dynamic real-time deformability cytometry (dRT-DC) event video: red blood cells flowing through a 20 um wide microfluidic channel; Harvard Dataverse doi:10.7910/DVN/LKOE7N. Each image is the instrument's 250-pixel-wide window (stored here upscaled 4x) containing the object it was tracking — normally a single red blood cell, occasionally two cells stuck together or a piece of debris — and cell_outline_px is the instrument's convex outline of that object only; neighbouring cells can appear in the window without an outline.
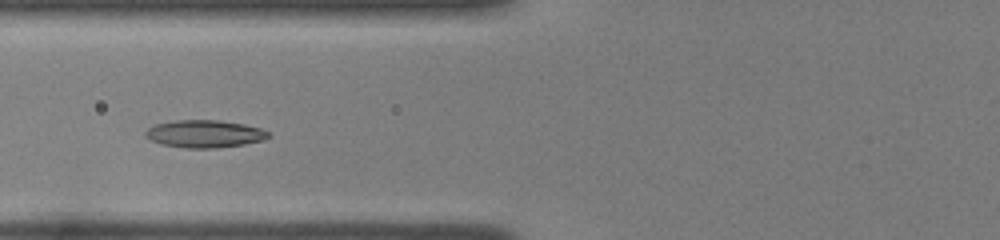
{"species": "common noctule bat (a hibernating species)", "species_latin": "Nyctalus noctula", "temperature_condition": "room temperature", "stored_images_in_passage": 43, "camera_frame_rate_fps": 3000, "um_per_image_px": 0.085, "animal": {"sex": "female", "body_mass_g": 22.0, "forearm_length_mm": 56.7}, "frame": {"image": 1, "passage_image": 14, "time_ms": 4.333, "image_size_px": [1000, 240], "cell_outline_px": [[272, 136], [264, 140], [244, 144], [216, 148], [184, 148], [164, 144], [152, 140], [144, 132], [148, 128], [156, 124], [176, 120], [220, 120], [244, 124], [260, 128], [272, 132]], "centroid_in_image_um": [17.47, 11.37], "position_along_channel_um": 108.3, "area_um2": 19.71}}
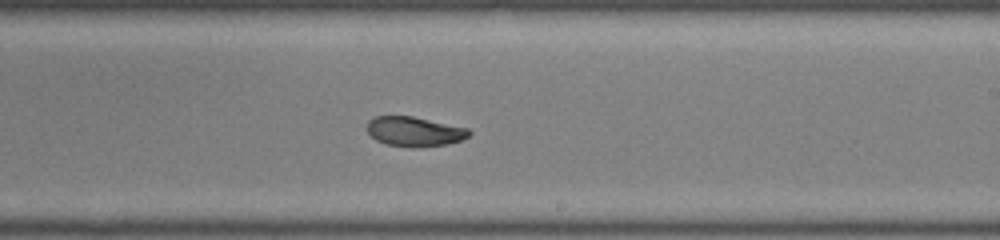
{"frame": {"image": 2, "passage_image": 25, "time_ms": 8.0, "image_size_px": [1000, 240], "cell_outline_px": [[472, 132], [468, 136], [460, 140], [444, 144], [412, 148], [408, 148], [384, 144], [376, 140], [368, 132], [368, 120], [372, 116], [412, 116], [468, 128]], "centroid_in_image_um": [35.19, 11.18], "position_along_channel_um": 253.8, "area_um2": 17.63}}
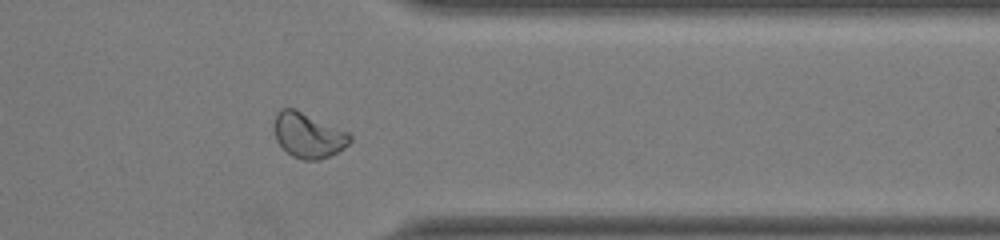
{"frame": {"image": 3, "passage_image": 35, "time_ms": 11.333, "image_size_px": [1000, 240], "cell_outline_px": [[352, 140], [344, 148], [328, 156], [316, 160], [304, 160], [292, 156], [276, 140], [272, 128], [272, 124], [276, 112], [280, 108], [292, 108], [348, 132], [352, 136]], "centroid_in_image_um": [26.15, 11.49], "position_along_channel_um": 385.2, "area_um2": 19.77}, "authors_computed_cell_mechanics": {"area_um2": 18.496, "velocity_mm_per_s": 3.9781, "shape_relaxation_time_tau1_ms": 4.5211, "shape_relaxation_time_tau2_ms": 2.2293, "deformation_change_tau1": 0.1253, "deformation_change_tau2": 0.0606}}